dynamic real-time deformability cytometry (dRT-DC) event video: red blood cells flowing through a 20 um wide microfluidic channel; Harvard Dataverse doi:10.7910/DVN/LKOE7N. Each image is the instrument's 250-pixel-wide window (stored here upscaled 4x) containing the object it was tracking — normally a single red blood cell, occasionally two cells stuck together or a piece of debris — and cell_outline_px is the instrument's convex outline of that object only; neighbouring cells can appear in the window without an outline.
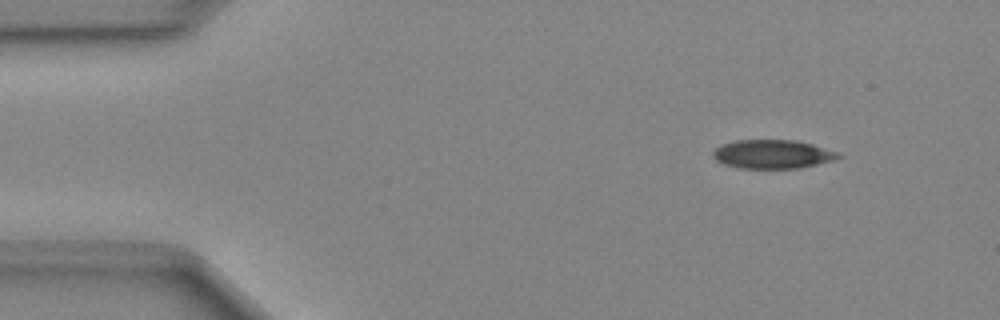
{"species": "Egyptian fruit bat (a non-hibernating species)", "species_latin": "Rousettus aegyptiacus", "temperature_condition": "cold", "stored_images_in_passage": 46, "camera_frame_rate_fps": 3000, "um_per_image_px": 0.085, "animal": {"sex": "female"}, "frame": {"image": 1, "passage_image": 3, "time_ms": 0.667, "image_size_px": [1000, 320], "cell_outline_px": [[840, 156], [832, 160], [800, 168], [740, 168], [724, 164], [716, 160], [712, 156], [712, 152], [720, 144], [732, 140], [796, 140], [812, 144], [840, 152]], "centroid_in_image_um": [65.62, 13.09], "position_along_channel_um": 19.4, "area_um2": 21.04}}
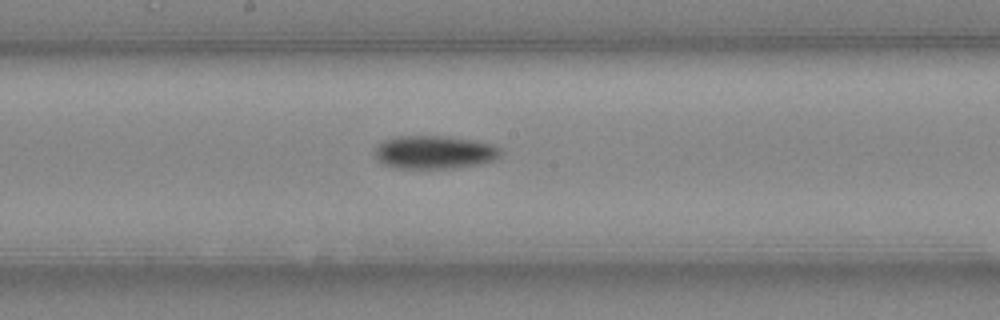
{"frame": {"image": 2, "passage_image": 23, "time_ms": 7.333, "image_size_px": [1000, 320], "cell_outline_px": [[500, 156], [492, 160], [476, 164], [452, 168], [392, 168], [380, 164], [376, 156], [376, 144], [384, 140], [396, 136], [448, 136], [476, 140], [492, 144], [500, 148]], "centroid_in_image_um": [36.87, 12.93], "position_along_channel_um": 211.3, "area_um2": 24.45}}
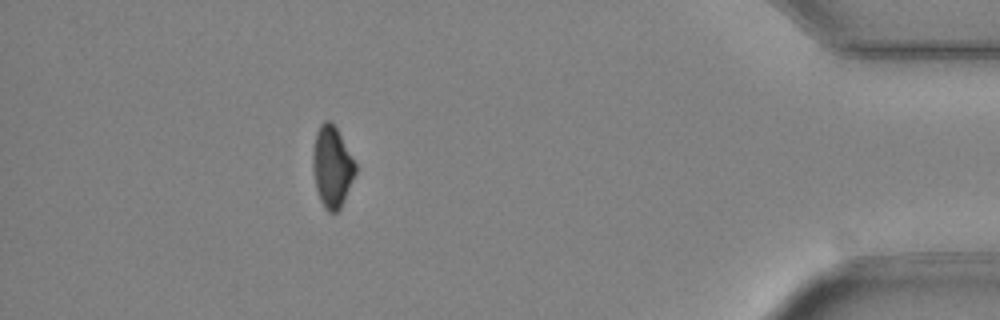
{"frame": {"image": 3, "passage_image": 41, "time_ms": 13.333, "image_size_px": [1000, 320], "cell_outline_px": [[356, 172], [340, 208], [336, 212], [328, 212], [324, 208], [320, 200], [316, 188], [312, 168], [312, 152], [316, 132], [320, 124], [324, 120], [328, 120], [336, 128], [356, 164]], "centroid_in_image_um": [28.19, 14.18], "position_along_channel_um": 407.0, "area_um2": 19.94}}